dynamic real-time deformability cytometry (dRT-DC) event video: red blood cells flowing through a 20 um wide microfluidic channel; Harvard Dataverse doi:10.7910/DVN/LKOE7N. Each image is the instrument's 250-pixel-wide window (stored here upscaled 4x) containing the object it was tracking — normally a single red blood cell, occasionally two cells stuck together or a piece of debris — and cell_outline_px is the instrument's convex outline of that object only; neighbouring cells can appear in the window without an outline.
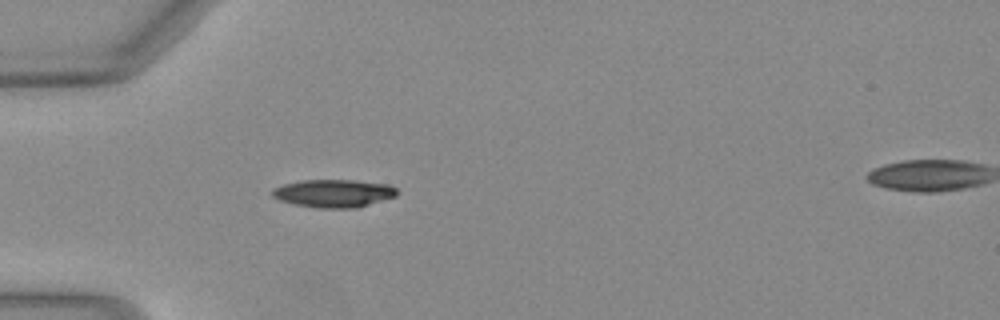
{"species": "Egyptian fruit bat (a non-hibernating species)", "species_latin": "Rousettus aegyptiacus", "temperature_condition": "warm", "stored_images_in_passage": 36, "camera_frame_rate_fps": 3000, "um_per_image_px": 0.085, "animal": {"sex": "female"}, "frame": {"image": 1, "passage_image": 1, "time_ms": 0.0, "image_size_px": [1000, 320], "cell_outline_px": [[396, 196], [356, 208], [320, 208], [292, 204], [280, 200], [272, 196], [272, 188], [284, 184], [300, 180], [352, 180], [388, 184], [396, 188]], "centroid_in_image_um": [28.33, 16.43], "position_along_channel_um": 56.7, "area_um2": 20.23}}
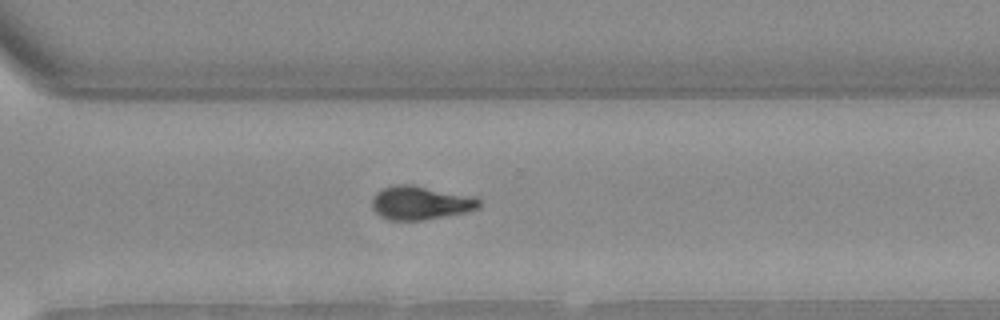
{"frame": {"image": 2, "passage_image": 22, "time_ms": 7.0, "image_size_px": [1000, 320], "cell_outline_px": [[480, 208], [468, 212], [424, 220], [388, 220], [380, 216], [372, 208], [372, 196], [376, 192], [384, 188], [396, 184], [412, 184], [476, 196], [480, 200]], "centroid_in_image_um": [35.77, 17.23], "position_along_channel_um": 334.8, "area_um2": 21.39}}
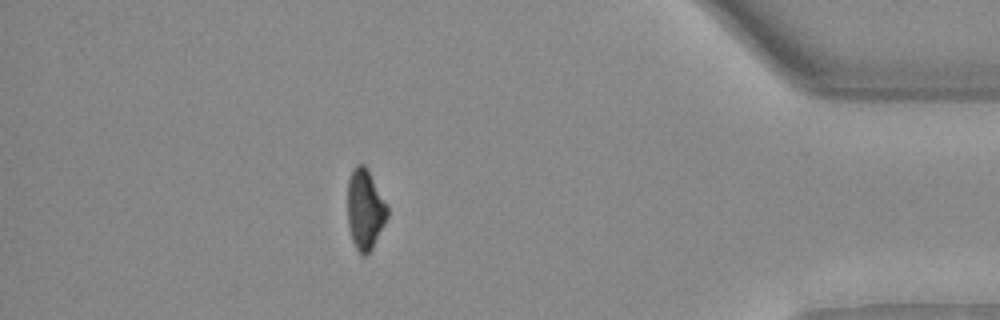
{"frame": {"image": 3, "passage_image": 30, "time_ms": 9.667, "image_size_px": [1000, 320], "cell_outline_px": [[388, 216], [372, 248], [364, 256], [356, 248], [352, 240], [348, 224], [348, 180], [352, 168], [356, 164], [364, 164], [368, 168], [388, 208]], "centroid_in_image_um": [31.02, 17.75], "position_along_channel_um": 404.2, "area_um2": 18.44}, "authors_computed_cell_mechanics": {"area_um2": 20.1433, "velocity_mm_per_s": 4.0919, "shape_relaxation_time_tau1_ms": 3.101, "shape_relaxation_time_tau2_ms": null, "deformation_change_tau1": 0.1532, "deformation_change_tau2": null}}